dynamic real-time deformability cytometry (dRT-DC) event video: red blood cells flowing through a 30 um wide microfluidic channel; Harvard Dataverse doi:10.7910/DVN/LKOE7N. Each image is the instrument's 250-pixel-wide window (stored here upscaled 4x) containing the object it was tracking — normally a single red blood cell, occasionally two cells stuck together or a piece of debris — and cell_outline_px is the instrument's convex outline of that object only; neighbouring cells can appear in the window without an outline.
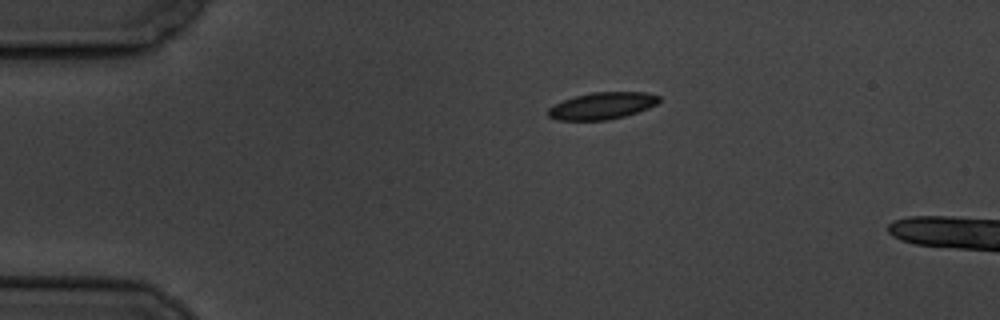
{"species": "common noctule bat (a hibernating species)", "species_latin": "Nyctalus noctula", "temperature_condition": "cold", "stored_images_in_passage": 3, "camera_frame_rate_fps": 3000, "um_per_image_px": 0.085, "animal": {"sex": "male", "body_mass_g": 19.5, "forearm_length_mm": 54.6}, "frame": {"image": 1, "passage_image": 1, "time_ms": 0.0, "image_size_px": [1000, 320], "cell_outline_px": [[660, 100], [656, 104], [648, 108], [624, 116], [608, 120], [556, 120], [548, 116], [548, 108], [564, 100], [576, 96], [592, 92], [644, 92], [660, 96]], "centroid_in_image_um": [51.18, 8.99], "position_along_channel_um": 33.8, "area_um2": 17.22}}